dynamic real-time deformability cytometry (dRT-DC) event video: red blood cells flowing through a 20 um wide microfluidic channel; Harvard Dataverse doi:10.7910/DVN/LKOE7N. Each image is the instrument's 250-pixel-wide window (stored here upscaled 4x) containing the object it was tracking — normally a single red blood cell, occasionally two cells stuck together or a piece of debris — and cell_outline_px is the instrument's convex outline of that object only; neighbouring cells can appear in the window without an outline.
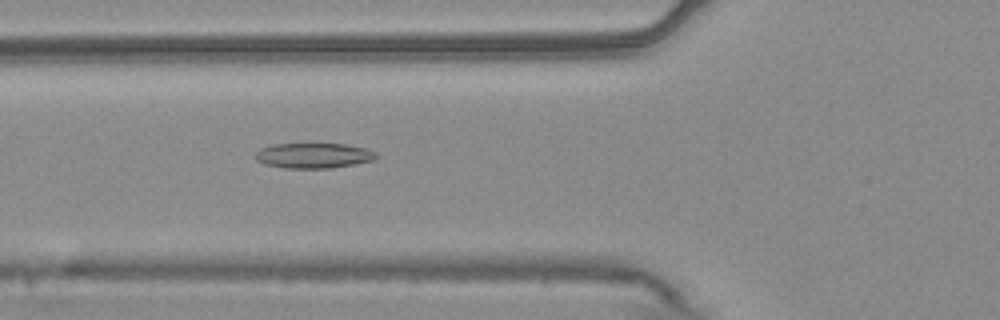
{"species": "common noctule bat (a hibernating species)", "species_latin": "Nyctalus noctula", "temperature_condition": "warm", "stored_images_in_passage": 40, "camera_frame_rate_fps": 3000, "um_per_image_px": 0.085, "animal": {"sex": "male", "body_mass_g": 20.4}, "frame": {"image": 1, "passage_image": 6, "time_ms": 1.667, "image_size_px": [1000, 320], "cell_outline_px": [[376, 156], [372, 160], [332, 168], [284, 168], [264, 164], [256, 160], [256, 152], [260, 148], [272, 144], [344, 144], [368, 148], [376, 152]], "centroid_in_image_um": [26.62, 13.22], "position_along_channel_um": 99.2, "area_um2": 17.69}}
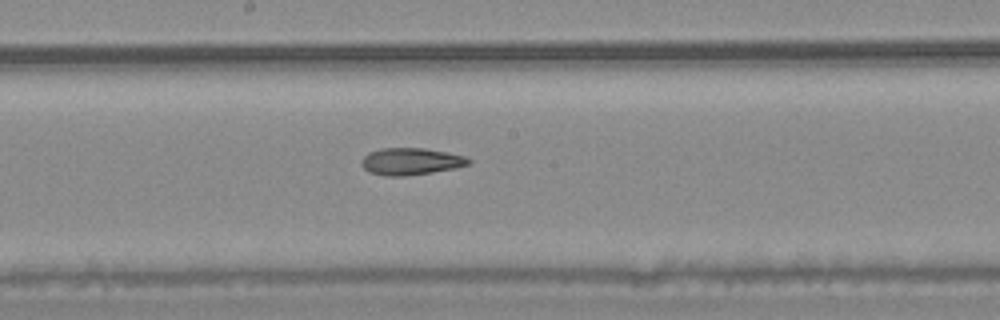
{"frame": {"image": 2, "passage_image": 15, "time_ms": 4.667, "image_size_px": [1000, 320], "cell_outline_px": [[472, 160], [468, 164], [452, 168], [432, 172], [404, 176], [384, 176], [368, 172], [360, 164], [360, 160], [368, 152], [380, 148], [424, 148], [464, 156]], "centroid_in_image_um": [34.83, 13.72], "position_along_channel_um": 213.4, "area_um2": 16.76}}
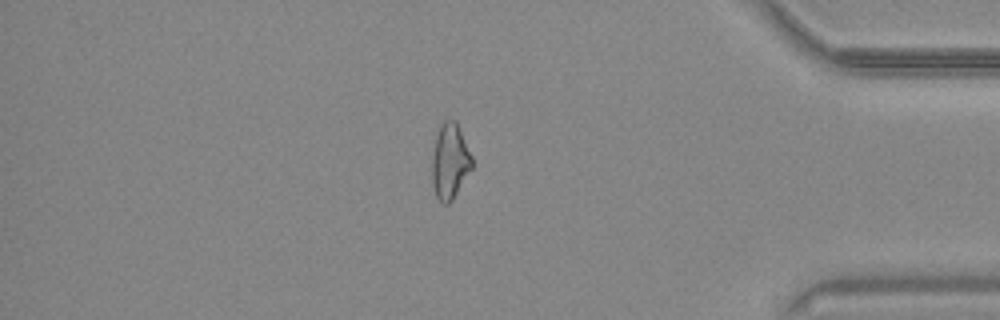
{"frame": {"image": 3, "passage_image": 32, "time_ms": 10.333, "image_size_px": [1000, 320], "cell_outline_px": [[472, 168], [452, 200], [448, 204], [444, 204], [436, 196], [432, 184], [432, 156], [436, 136], [440, 124], [444, 120], [456, 120], [472, 156]], "centroid_in_image_um": [38.24, 13.7], "position_along_channel_um": 397.0, "area_um2": 17.51}, "authors_computed_cell_mechanics": {"area_um2": 17.4267, "velocity_mm_per_s": 3.796, "shape_relaxation_time_tau1_ms": null, "shape_relaxation_time_tau2_ms": 5.9901, "deformation_change_tau1": null, "deformation_change_tau2": 0.1575}}